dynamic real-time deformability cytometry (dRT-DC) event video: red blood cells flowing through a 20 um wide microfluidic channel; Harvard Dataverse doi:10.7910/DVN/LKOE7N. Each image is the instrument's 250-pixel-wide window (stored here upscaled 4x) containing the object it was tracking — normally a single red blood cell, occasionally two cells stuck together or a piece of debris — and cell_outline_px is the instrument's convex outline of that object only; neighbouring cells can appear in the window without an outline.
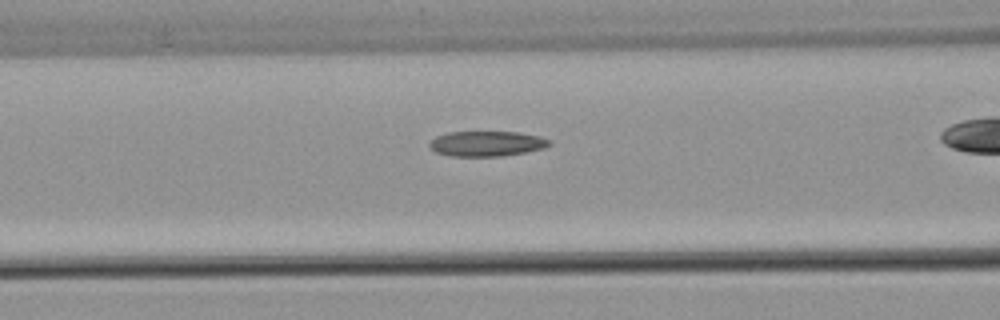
{"species": "common noctule bat (a hibernating species)", "species_latin": "Nyctalus noctula", "temperature_condition": "warm", "stored_images_in_passage": 30, "camera_frame_rate_fps": 3000, "um_per_image_px": 0.085, "animal": {"sex": "male", "body_mass_g": 21.5, "forearm_length_mm": 52.0}, "frame": {"image": 1, "passage_image": 10, "time_ms": 3.0, "image_size_px": [1000, 320], "cell_outline_px": [[552, 144], [544, 148], [504, 156], [448, 156], [436, 152], [428, 144], [436, 136], [448, 132], [520, 132], [540, 136], [552, 140]], "centroid_in_image_um": [41.4, 12.21], "position_along_channel_um": 125.2, "area_um2": 17.69}}